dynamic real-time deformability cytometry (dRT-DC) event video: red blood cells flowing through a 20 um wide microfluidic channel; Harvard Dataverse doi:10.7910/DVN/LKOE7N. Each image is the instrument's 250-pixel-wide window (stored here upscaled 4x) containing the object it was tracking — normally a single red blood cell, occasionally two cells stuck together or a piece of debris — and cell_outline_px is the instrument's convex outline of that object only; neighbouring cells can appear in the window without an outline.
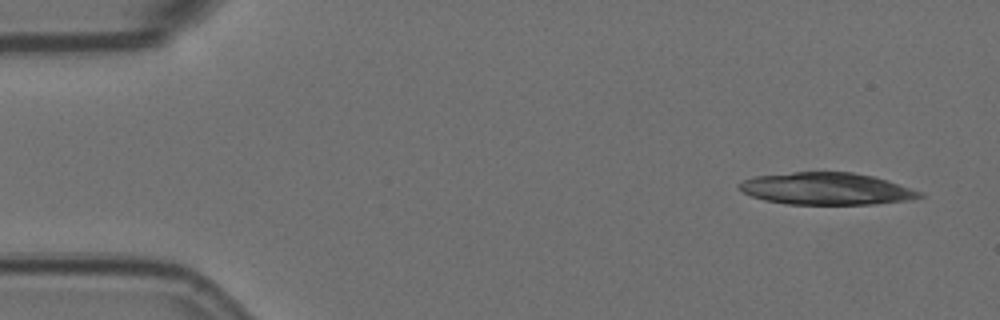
{"species": "Egyptian fruit bat (a non-hibernating species)", "species_latin": "Rousettus aegyptiacus", "temperature_condition": "room temperature", "stored_images_in_passage": 4, "camera_frame_rate_fps": 3000, "um_per_image_px": 0.085, "animal": {"sex": "female"}, "frame": {"image": 1, "passage_image": 1, "time_ms": 0.0, "image_size_px": [1000, 320], "cell_outline_px": [[924, 196], [908, 200], [876, 204], [788, 204], [764, 200], [752, 196], [744, 192], [740, 188], [740, 184], [744, 180], [756, 176], [792, 172], [852, 172], [872, 176], [888, 180], [924, 192]], "centroid_in_image_um": [70.3, 16.04], "position_along_channel_um": 14.7, "area_um2": 33.58}}